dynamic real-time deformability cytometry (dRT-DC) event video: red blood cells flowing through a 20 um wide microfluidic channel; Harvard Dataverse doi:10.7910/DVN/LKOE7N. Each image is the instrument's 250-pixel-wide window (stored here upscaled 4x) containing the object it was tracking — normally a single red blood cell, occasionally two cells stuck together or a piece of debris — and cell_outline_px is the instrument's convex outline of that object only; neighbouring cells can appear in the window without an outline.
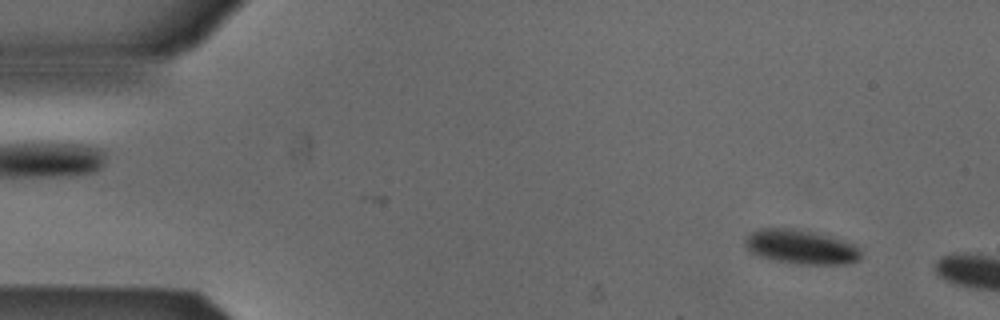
{"species": "Egyptian fruit bat (a non-hibernating species)", "species_latin": "Rousettus aegyptiacus", "temperature_condition": "cold", "stored_images_in_passage": 2, "camera_frame_rate_fps": 3000, "um_per_image_px": 0.085, "animal": {"sex": "male"}, "frame": {"image": 1, "passage_image": 1, "time_ms": 0.0, "image_size_px": [1000, 320], "cell_outline_px": [[860, 260], [848, 264], [796, 264], [768, 260], [752, 252], [744, 244], [744, 240], [756, 228], [792, 228], [816, 232], [832, 236], [852, 244], [860, 248]], "centroid_in_image_um": [68.07, 20.99], "position_along_channel_um": 16.9, "area_um2": 23.41}}